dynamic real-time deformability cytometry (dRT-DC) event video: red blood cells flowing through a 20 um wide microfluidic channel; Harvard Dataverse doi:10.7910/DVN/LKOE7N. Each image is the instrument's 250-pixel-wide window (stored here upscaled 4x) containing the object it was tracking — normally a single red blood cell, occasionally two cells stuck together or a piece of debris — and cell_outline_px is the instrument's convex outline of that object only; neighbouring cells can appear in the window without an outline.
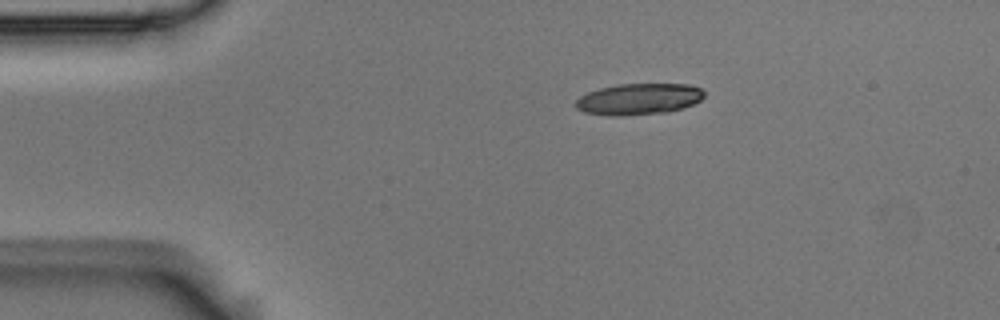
{"species": "Egyptian fruit bat (a non-hibernating species)", "species_latin": "Rousettus aegyptiacus", "temperature_condition": "room temperature", "stored_images_in_passage": 3, "camera_frame_rate_fps": 3000, "um_per_image_px": 0.085, "animal": {"sex": "male"}, "frame": {"image": 1, "passage_image": 1, "time_ms": 0.0, "image_size_px": [1000, 320], "cell_outline_px": [[704, 96], [700, 100], [692, 104], [668, 112], [616, 116], [608, 116], [584, 112], [576, 108], [576, 100], [580, 96], [588, 92], [600, 88], [616, 84], [688, 84], [700, 88], [704, 92]], "centroid_in_image_um": [54.27, 8.42], "position_along_channel_um": 30.7, "area_um2": 23.35}}